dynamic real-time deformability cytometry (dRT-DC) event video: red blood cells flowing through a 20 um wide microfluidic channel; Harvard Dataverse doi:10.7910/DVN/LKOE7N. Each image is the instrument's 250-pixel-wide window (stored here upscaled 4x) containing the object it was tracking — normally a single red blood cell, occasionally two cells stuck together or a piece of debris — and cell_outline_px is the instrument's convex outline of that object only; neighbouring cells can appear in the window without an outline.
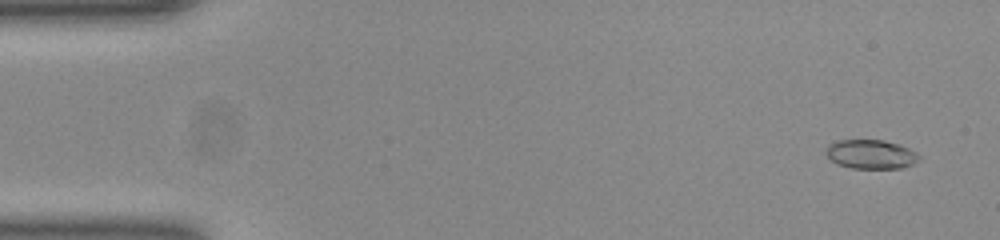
{"species": "common noctule bat (a hibernating species)", "species_latin": "Nyctalus noctula", "temperature_condition": "room temperature", "stored_images_in_passage": 52, "camera_frame_rate_fps": 3000, "um_per_image_px": 0.085, "animal": {"sex": "female", "body_mass_g": 23.0, "forearm_length_mm": 53.4}, "frame": {"image": 1, "passage_image": 3, "time_ms": 0.667, "image_size_px": [1000, 240], "cell_outline_px": [[920, 160], [912, 164], [900, 168], [852, 168], [836, 164], [824, 152], [828, 144], [836, 140], [884, 140], [900, 144], [916, 152], [920, 156]], "centroid_in_image_um": [74.01, 13.1], "position_along_channel_um": 11.0, "area_um2": 15.9}}
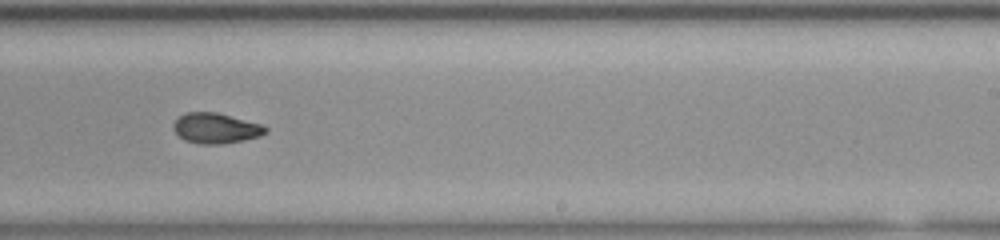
{"frame": {"image": 2, "passage_image": 32, "time_ms": 10.333, "image_size_px": [1000, 240], "cell_outline_px": [[268, 132], [260, 136], [244, 140], [224, 144], [200, 144], [184, 140], [172, 128], [172, 124], [184, 112], [216, 112], [260, 124], [268, 128]], "centroid_in_image_um": [18.33, 10.9], "position_along_channel_um": 270.7, "area_um2": 16.3}}
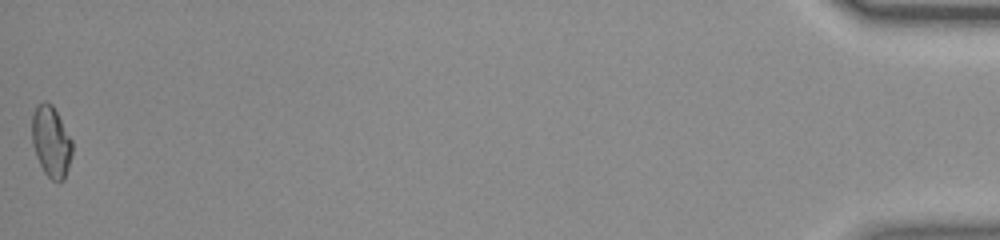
{"frame": {"image": 3, "passage_image": 52, "time_ms": 17.0, "image_size_px": [1000, 240], "cell_outline_px": [[72, 156], [64, 180], [52, 180], [44, 172], [36, 156], [32, 144], [32, 112], [44, 100], [52, 104], [72, 140]], "centroid_in_image_um": [4.34, 12.03], "position_along_channel_um": 430.9, "area_um2": 16.59}, "authors_computed_cell_mechanics": {"area_um2": 16.3574, "velocity_mm_per_s": 3.9433, "shape_relaxation_time_tau1_ms": null, "shape_relaxation_time_tau2_ms": 2.4183, "deformation_change_tau1": null, "deformation_change_tau2": 0.0725}}